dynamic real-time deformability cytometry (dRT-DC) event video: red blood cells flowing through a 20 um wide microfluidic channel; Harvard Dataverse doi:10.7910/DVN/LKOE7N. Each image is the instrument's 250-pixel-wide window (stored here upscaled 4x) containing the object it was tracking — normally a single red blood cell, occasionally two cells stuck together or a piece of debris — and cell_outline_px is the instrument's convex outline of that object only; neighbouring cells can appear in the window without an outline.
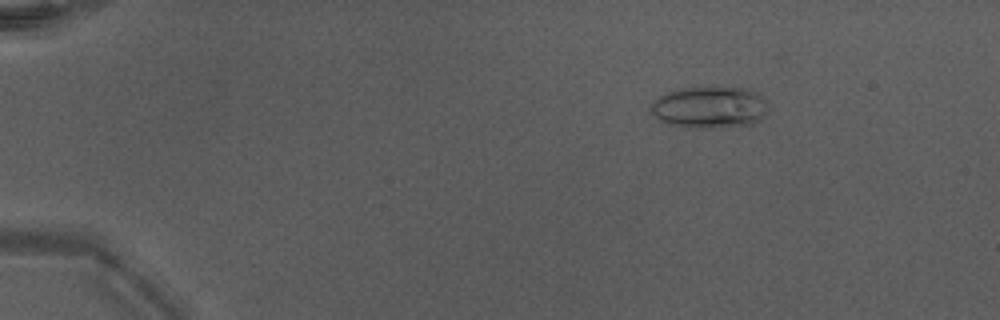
{"species": "Egyptian fruit bat (a non-hibernating species)", "species_latin": "Rousettus aegyptiacus", "temperature_condition": "warm", "stored_images_in_passage": 45, "camera_frame_rate_fps": 3000, "um_per_image_px": 0.085, "animal": {"sex": "male"}, "frame": {"image": 1, "passage_image": 4, "time_ms": 1.0, "image_size_px": [1000, 320], "cell_outline_px": [[764, 112], [760, 120], [752, 124], [712, 128], [680, 128], [664, 124], [652, 112], [652, 100], [668, 92], [680, 88], [752, 88], [764, 100]], "centroid_in_image_um": [60.25, 9.14], "position_along_channel_um": 24.7, "area_um2": 28.38}}
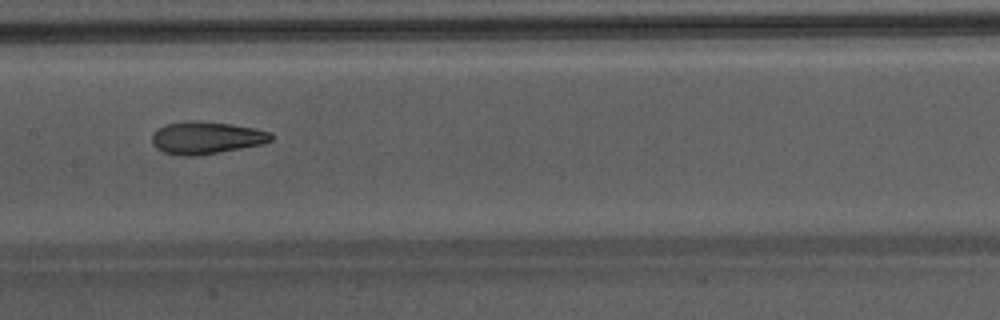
{"frame": {"image": 2, "passage_image": 23, "time_ms": 7.333, "image_size_px": [1000, 320], "cell_outline_px": [[272, 140], [260, 144], [240, 148], [196, 156], [180, 156], [164, 152], [156, 148], [152, 144], [152, 136], [160, 128], [168, 124], [188, 120], [196, 120], [228, 124], [256, 128], [272, 132]], "centroid_in_image_um": [17.53, 11.71], "position_along_channel_um": 189.9, "area_um2": 22.25}}
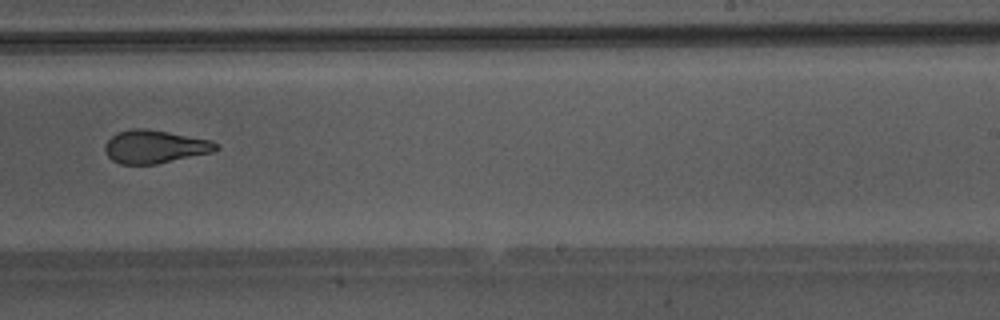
{"frame": {"image": 3, "passage_image": 29, "time_ms": 9.333, "image_size_px": [1000, 320], "cell_outline_px": [[220, 148], [212, 152], [156, 164], [120, 164], [112, 160], [108, 156], [104, 148], [104, 144], [116, 132], [132, 128], [144, 128], [168, 132], [208, 140], [220, 144]], "centroid_in_image_um": [13.13, 12.47], "position_along_channel_um": 275.9, "area_um2": 21.33}, "authors_computed_cell_mechanics": {"area_um2": 22.4842, "velocity_mm_per_s": 4.3225, "shape_relaxation_time_tau1_ms": 10.2358, "shape_relaxation_time_tau2_ms": 1.5329, "deformation_change_tau1": 0.2697, "deformation_change_tau2": 0.0935}}